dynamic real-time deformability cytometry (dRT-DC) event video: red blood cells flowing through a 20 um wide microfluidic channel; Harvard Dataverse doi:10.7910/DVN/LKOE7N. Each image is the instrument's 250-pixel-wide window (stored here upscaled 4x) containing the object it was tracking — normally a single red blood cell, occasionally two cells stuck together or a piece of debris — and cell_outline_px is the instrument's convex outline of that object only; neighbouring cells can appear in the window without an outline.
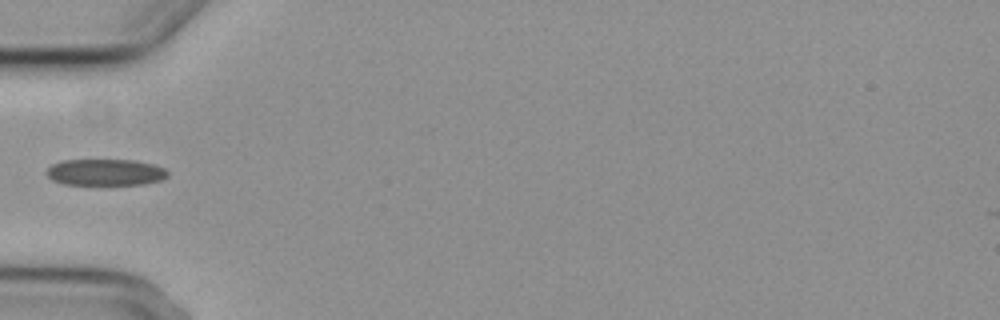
{"species": "common noctule bat (a hibernating species)", "species_latin": "Nyctalus noctula", "temperature_condition": "cold", "stored_images_in_passage": 6, "camera_frame_rate_fps": 3000, "um_per_image_px": 0.085, "animal": {"sex": "female", "body_mass_g": 29.2, "forearm_length_mm": 56.3}, "frame": {"image": 1, "passage_image": 6, "time_ms": 6.0, "image_size_px": [1000, 320], "cell_outline_px": [[168, 176], [160, 180], [144, 184], [64, 184], [52, 180], [44, 172], [52, 164], [64, 160], [136, 160], [156, 164], [164, 168], [168, 172]], "centroid_in_image_um": [8.97, 14.63], "position_along_channel_um": 76.0, "area_um2": 18.73}}